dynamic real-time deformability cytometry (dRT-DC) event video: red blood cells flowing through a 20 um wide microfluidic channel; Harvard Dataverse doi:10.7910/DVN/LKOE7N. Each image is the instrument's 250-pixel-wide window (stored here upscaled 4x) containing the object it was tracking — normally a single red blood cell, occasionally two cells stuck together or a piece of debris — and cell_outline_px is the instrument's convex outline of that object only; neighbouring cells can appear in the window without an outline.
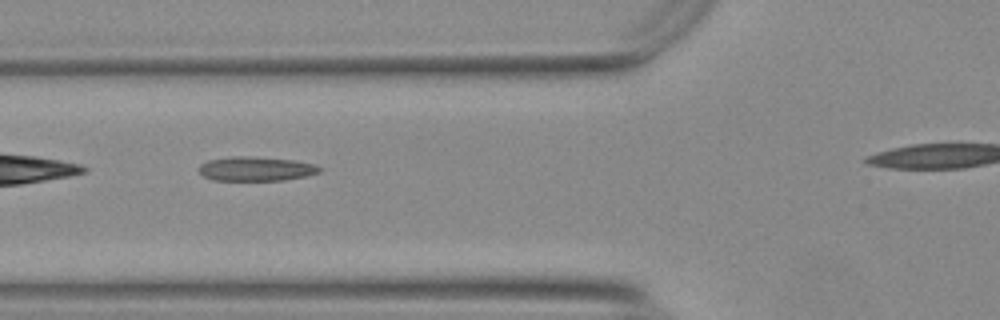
{"species": "Egyptian fruit bat (a non-hibernating species)", "species_latin": "Rousettus aegyptiacus", "temperature_condition": "warm", "stored_images_in_passage": 32, "camera_frame_rate_fps": 3000, "um_per_image_px": 0.085, "animal": {"sex": "female"}, "frame": {"image": 1, "passage_image": 5, "time_ms": 1.333, "image_size_px": [1000, 320], "cell_outline_px": [[324, 168], [320, 172], [304, 176], [284, 180], [212, 180], [204, 176], [196, 168], [200, 164], [208, 160], [228, 156], [252, 156], [292, 160], [316, 164]], "centroid_in_image_um": [21.74, 14.34], "position_along_channel_um": 104.1, "area_um2": 17.22}}